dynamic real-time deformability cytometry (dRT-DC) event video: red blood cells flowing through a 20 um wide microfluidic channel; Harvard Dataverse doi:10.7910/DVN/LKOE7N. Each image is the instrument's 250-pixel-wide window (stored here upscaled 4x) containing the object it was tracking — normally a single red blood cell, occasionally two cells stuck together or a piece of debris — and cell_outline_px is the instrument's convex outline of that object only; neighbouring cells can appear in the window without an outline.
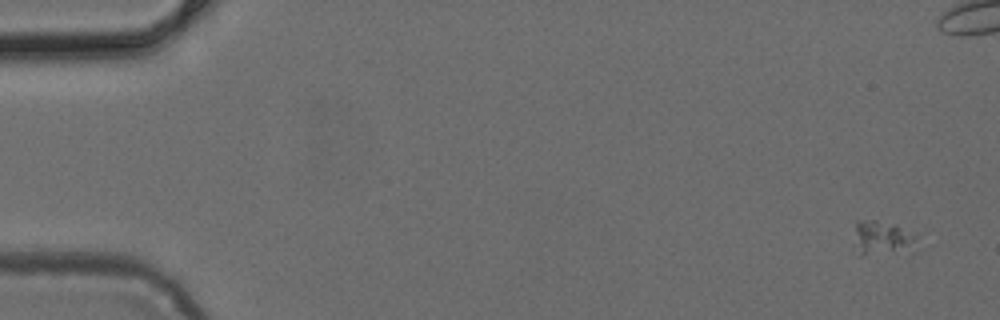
{"species": "common noctule bat (a hibernating species)", "species_latin": "Nyctalus noctula", "temperature_condition": "cold", "stored_images_in_passage": 6, "camera_frame_rate_fps": 3000, "um_per_image_px": 0.085, "animal": {"sex": "female", "body_mass_g": 24.6, "forearm_length_mm": 56.2}, "frame": {"image": 1, "passage_image": 1, "time_ms": 0.0, "image_size_px": [1000, 320], "cell_outline_px": [[912, 240], [904, 244], [892, 248], [860, 256], [856, 256], [856, 220], [876, 220], [896, 224]], "centroid_in_image_um": [74.63, 20.11], "position_along_channel_um": 10.4, "area_um2": 10.29}}